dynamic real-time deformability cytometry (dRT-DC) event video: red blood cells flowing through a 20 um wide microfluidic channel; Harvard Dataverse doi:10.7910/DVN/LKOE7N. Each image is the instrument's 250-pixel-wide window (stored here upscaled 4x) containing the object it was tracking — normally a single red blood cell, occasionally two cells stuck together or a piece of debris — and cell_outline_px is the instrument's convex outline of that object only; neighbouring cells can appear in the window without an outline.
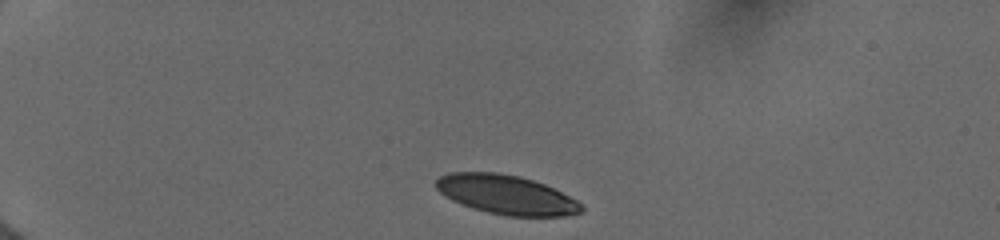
{"species": "human", "species_latin": "Homo sapiens", "temperature_condition": "cold", "stored_images_in_passage": 5, "camera_frame_rate_fps": 3000, "um_per_image_px": 0.085, "donor": {"sex": "female"}, "frame": {"image": 1, "passage_image": 1, "time_ms": 0.0, "image_size_px": [1000, 240], "cell_outline_px": [[584, 212], [564, 216], [508, 216], [488, 212], [472, 208], [452, 200], [440, 192], [436, 188], [436, 180], [440, 176], [452, 172], [496, 172], [520, 176], [544, 184], [576, 200], [584, 208]], "centroid_in_image_um": [43.03, 16.55], "position_along_channel_um": 42.0, "area_um2": 33.0}}
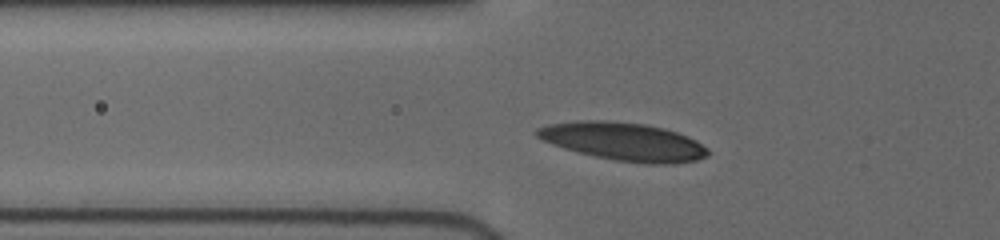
{"frame": {"image": 2, "passage_image": 4, "time_ms": 2.333, "image_size_px": [1000, 240], "cell_outline_px": [[708, 156], [696, 160], [672, 164], [644, 164], [616, 160], [596, 156], [564, 148], [552, 144], [536, 136], [532, 132], [536, 128], [548, 124], [576, 120], [600, 120], [644, 124], [664, 128], [676, 132], [696, 140], [708, 148]], "centroid_in_image_um": [52.99, 12.03], "position_along_channel_um": 72.8, "area_um2": 37.86}}